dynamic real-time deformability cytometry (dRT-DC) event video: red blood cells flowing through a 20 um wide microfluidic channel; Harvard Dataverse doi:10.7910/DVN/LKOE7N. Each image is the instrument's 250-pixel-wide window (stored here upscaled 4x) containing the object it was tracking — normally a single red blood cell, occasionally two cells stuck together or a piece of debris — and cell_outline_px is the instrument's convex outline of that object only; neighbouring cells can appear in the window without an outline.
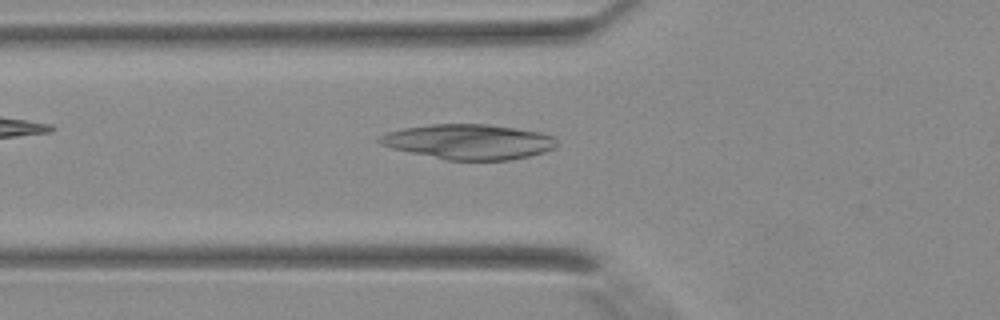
{"species": "Egyptian fruit bat (a non-hibernating species)", "species_latin": "Rousettus aegyptiacus", "temperature_condition": "warm", "stored_images_in_passage": 41, "camera_frame_rate_fps": 3000, "um_per_image_px": 0.085, "animal": {"sex": "female"}, "frame": {"image": 1, "passage_image": 16, "time_ms": 5.0, "image_size_px": [1000, 320], "cell_outline_px": [[560, 144], [544, 152], [528, 156], [508, 160], [448, 160], [392, 148], [376, 140], [380, 136], [388, 132], [404, 128], [432, 124], [488, 124], [540, 132], [556, 136]], "centroid_in_image_um": [39.91, 12.04], "position_along_channel_um": 85.9, "area_um2": 36.01}}
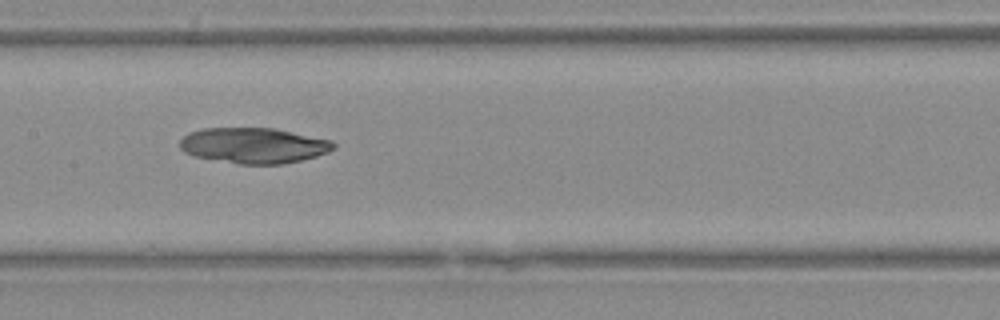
{"frame": {"image": 2, "passage_image": 22, "time_ms": 7.0, "image_size_px": [1000, 320], "cell_outline_px": [[336, 148], [328, 152], [316, 156], [284, 164], [240, 164], [192, 156], [184, 152], [180, 148], [180, 140], [188, 132], [204, 128], [276, 128], [332, 140], [336, 144]], "centroid_in_image_um": [21.57, 12.36], "position_along_channel_um": 185.8, "area_um2": 32.08}}
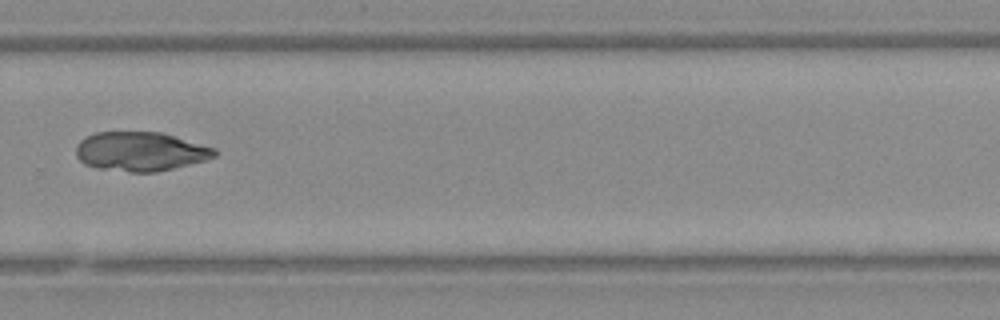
{"frame": {"image": 3, "passage_image": 30, "time_ms": 9.667, "image_size_px": [1000, 320], "cell_outline_px": [[216, 156], [204, 160], [156, 172], [128, 172], [96, 168], [84, 164], [76, 156], [76, 144], [80, 140], [96, 132], [164, 132], [216, 148]], "centroid_in_image_um": [11.92, 12.87], "position_along_channel_um": 317.9, "area_um2": 31.73}}